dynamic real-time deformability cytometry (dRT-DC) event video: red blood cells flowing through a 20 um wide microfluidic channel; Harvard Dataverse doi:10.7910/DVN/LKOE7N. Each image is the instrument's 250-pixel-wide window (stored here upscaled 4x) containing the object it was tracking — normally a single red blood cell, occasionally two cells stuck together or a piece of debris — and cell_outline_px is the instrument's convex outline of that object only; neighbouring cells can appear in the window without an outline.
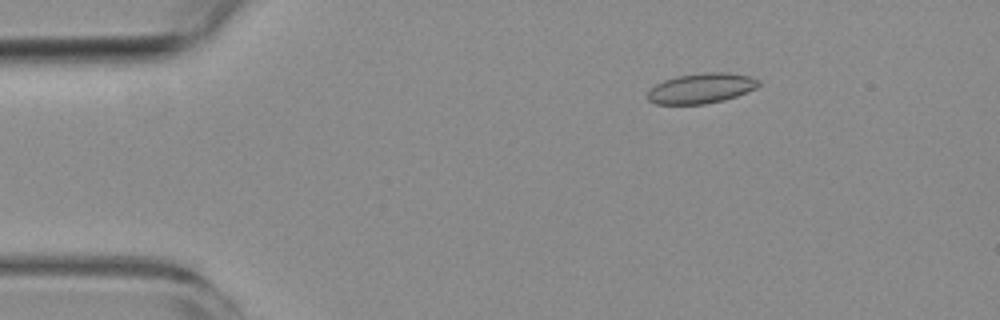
{"species": "common noctule bat (a hibernating species)", "species_latin": "Nyctalus noctula", "temperature_condition": "room temperature", "stored_images_in_passage": 4, "camera_frame_rate_fps": 3000, "um_per_image_px": 0.085, "animal": {"sex": "female", "body_mass_g": 19.3, "forearm_length_mm": 54.1}, "frame": {"image": 1, "passage_image": 2, "time_ms": 1.0, "image_size_px": [1000, 320], "cell_outline_px": [[760, 84], [756, 88], [736, 96], [724, 100], [704, 104], [656, 104], [648, 100], [648, 92], [656, 84], [664, 80], [676, 76], [704, 72], [728, 72], [752, 76], [760, 80]], "centroid_in_image_um": [59.64, 7.49], "position_along_channel_um": 25.4, "area_um2": 19.59}}